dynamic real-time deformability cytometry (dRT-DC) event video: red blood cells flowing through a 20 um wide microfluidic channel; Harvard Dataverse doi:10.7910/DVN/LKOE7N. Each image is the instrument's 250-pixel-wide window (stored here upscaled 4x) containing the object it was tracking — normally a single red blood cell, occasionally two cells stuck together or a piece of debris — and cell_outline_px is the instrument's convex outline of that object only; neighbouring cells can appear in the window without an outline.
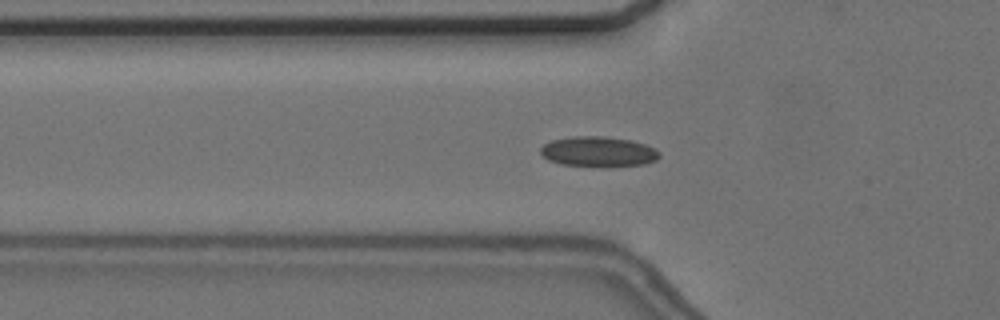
{"species": "common noctule bat (a hibernating species)", "species_latin": "Nyctalus noctula", "temperature_condition": "cold", "stored_images_in_passage": 57, "camera_frame_rate_fps": 3000, "um_per_image_px": 0.085, "animal": {"sex": "female", "body_mass_g": 24.6, "forearm_length_mm": 56.2}, "frame": {"image": 1, "passage_image": 20, "time_ms": 6.333, "image_size_px": [1000, 320], "cell_outline_px": [[660, 156], [656, 160], [644, 164], [560, 164], [548, 160], [540, 152], [540, 148], [544, 144], [552, 140], [572, 136], [604, 136], [632, 140], [656, 148], [660, 152]], "centroid_in_image_um": [50.86, 12.84], "position_along_channel_um": 74.9, "area_um2": 20.17}}
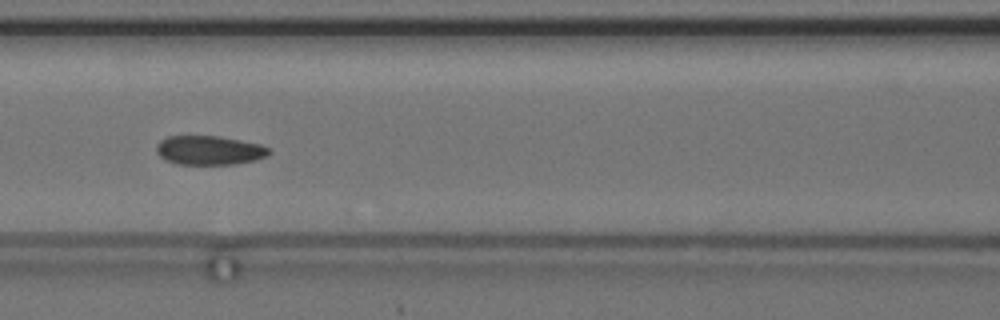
{"frame": {"image": 2, "passage_image": 26, "time_ms": 8.333, "image_size_px": [1000, 320], "cell_outline_px": [[272, 152], [268, 156], [256, 160], [236, 164], [176, 164], [164, 160], [156, 152], [156, 144], [160, 140], [168, 136], [220, 136], [260, 144], [268, 148]], "centroid_in_image_um": [17.78, 12.78], "position_along_channel_um": 148.8, "area_um2": 19.31}}
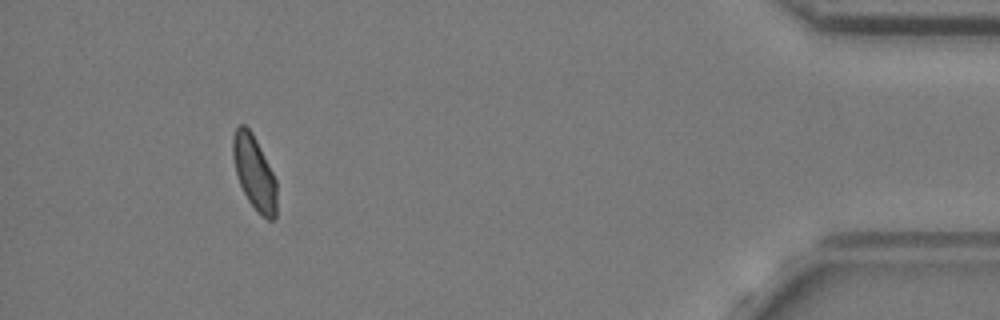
{"frame": {"image": 3, "passage_image": 53, "time_ms": 17.333, "image_size_px": [1000, 320], "cell_outline_px": [[276, 216], [272, 220], [268, 220], [260, 216], [256, 212], [248, 200], [240, 184], [236, 172], [232, 156], [232, 136], [236, 128], [240, 124], [244, 124], [252, 132], [276, 180]], "centroid_in_image_um": [21.6, 14.69], "position_along_channel_um": 413.6, "area_um2": 18.84}, "authors_computed_cell_mechanics": {"area_um2": 19.4786, "velocity_mm_per_s": 3.6448, "shape_relaxation_time_tau1_ms": null, "shape_relaxation_time_tau2_ms": 2.6396, "deformation_change_tau1": null, "deformation_change_tau2": 0.0626}}